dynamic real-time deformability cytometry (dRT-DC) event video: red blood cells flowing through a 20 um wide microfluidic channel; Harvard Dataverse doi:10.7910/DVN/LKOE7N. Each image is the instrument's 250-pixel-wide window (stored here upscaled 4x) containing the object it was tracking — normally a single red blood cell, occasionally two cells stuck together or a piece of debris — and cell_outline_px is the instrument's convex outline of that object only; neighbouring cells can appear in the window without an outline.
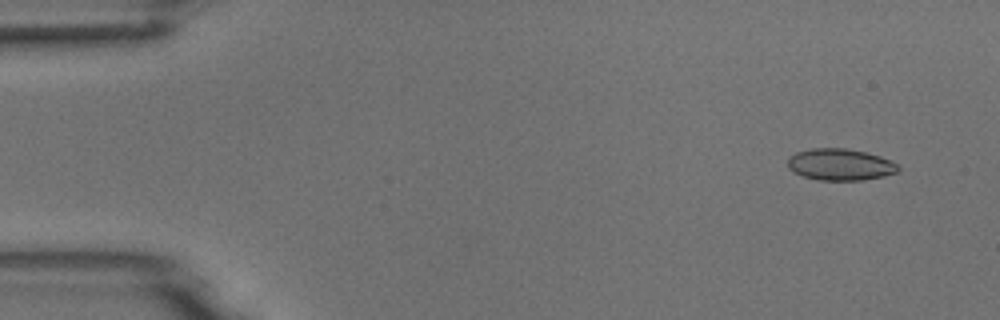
{"species": "common noctule bat (a hibernating species)", "species_latin": "Nyctalus noctula", "temperature_condition": "room temperature", "stored_images_in_passage": 4, "camera_frame_rate_fps": 3000, "um_per_image_px": 0.085, "animal": {"sex": "male", "body_mass_g": 18.8}, "frame": {"image": 1, "passage_image": 1, "time_ms": 0.0, "image_size_px": [1000, 320], "cell_outline_px": [[900, 168], [896, 172], [884, 176], [864, 180], [820, 180], [804, 176], [788, 168], [788, 156], [796, 152], [812, 148], [844, 148], [864, 152], [880, 156], [896, 164]], "centroid_in_image_um": [71.39, 13.98], "position_along_channel_um": 13.6, "area_um2": 20.17}}
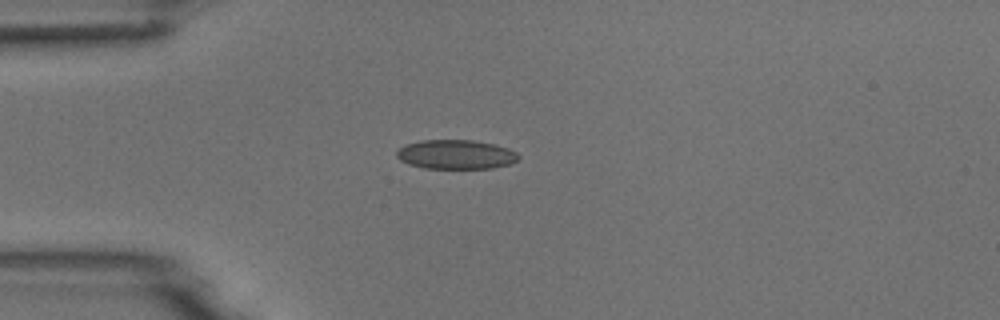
{"frame": {"image": 2, "passage_image": 4, "time_ms": 3.333, "image_size_px": [1000, 320], "cell_outline_px": [[520, 156], [516, 160], [508, 164], [492, 168], [424, 168], [408, 164], [400, 160], [396, 156], [396, 152], [400, 148], [408, 144], [420, 140], [472, 140], [496, 144], [508, 148], [516, 152]], "centroid_in_image_um": [38.74, 13.12], "position_along_channel_um": 46.3, "area_um2": 20.69}}